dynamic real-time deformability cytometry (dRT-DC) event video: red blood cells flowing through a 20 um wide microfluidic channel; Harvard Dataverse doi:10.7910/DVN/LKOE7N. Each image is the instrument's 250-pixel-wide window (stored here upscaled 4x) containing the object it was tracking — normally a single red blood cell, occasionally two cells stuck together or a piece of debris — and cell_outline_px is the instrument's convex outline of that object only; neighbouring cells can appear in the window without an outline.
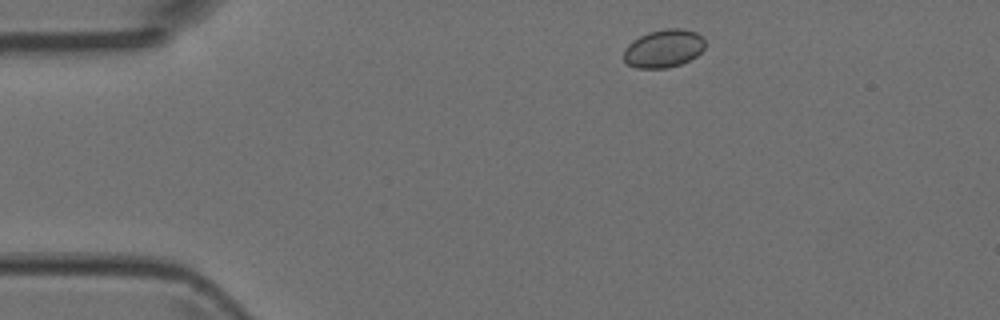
{"species": "Egyptian fruit bat (a non-hibernating species)", "species_latin": "Rousettus aegyptiacus", "temperature_condition": "room temperature", "stored_images_in_passage": 3, "camera_frame_rate_fps": 3000, "um_per_image_px": 0.085, "animal": {"sex": "female"}, "frame": {"image": 1, "passage_image": 1, "time_ms": 0.0, "image_size_px": [1000, 320], "cell_outline_px": [[704, 48], [696, 56], [680, 64], [668, 68], [636, 68], [628, 64], [624, 60], [624, 48], [632, 40], [648, 32], [668, 28], [680, 28], [696, 32], [704, 40]], "centroid_in_image_um": [56.38, 4.12], "position_along_channel_um": 28.6, "area_um2": 17.98}}